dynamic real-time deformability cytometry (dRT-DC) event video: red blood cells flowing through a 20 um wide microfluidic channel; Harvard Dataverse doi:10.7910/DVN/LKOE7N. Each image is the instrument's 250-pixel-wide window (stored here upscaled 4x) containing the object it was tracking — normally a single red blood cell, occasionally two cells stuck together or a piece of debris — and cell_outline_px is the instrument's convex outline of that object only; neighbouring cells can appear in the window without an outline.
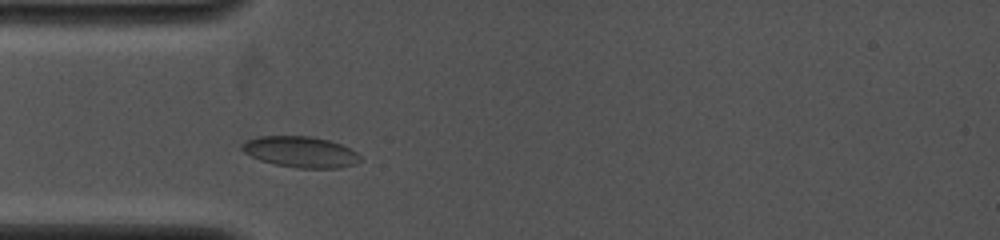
{"species": "common noctule bat (a hibernating species)", "species_latin": "Nyctalus noctula", "temperature_condition": "cold", "stored_images_in_passage": 45, "camera_frame_rate_fps": 4000, "um_per_image_px": 0.085, "animal": {"sex": "female", "body_mass_g": 19.0, "forearm_length_mm": 53.3}, "frame": {"image": 1, "passage_image": 8, "time_ms": 1.75, "image_size_px": [1000, 240], "cell_outline_px": [[360, 160], [356, 164], [340, 168], [296, 168], [276, 164], [260, 160], [244, 152], [240, 148], [240, 144], [244, 140], [260, 136], [312, 136], [328, 140], [340, 144], [356, 152], [360, 156]], "centroid_in_image_um": [25.52, 12.91], "position_along_channel_um": 59.5, "area_um2": 21.39}}
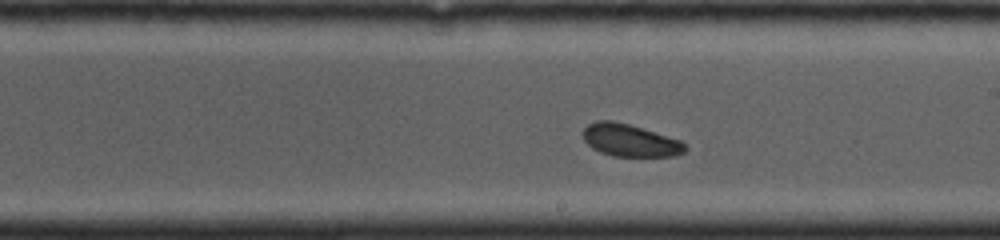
{"frame": {"image": 2, "passage_image": 24, "time_ms": 6.0, "image_size_px": [1000, 240], "cell_outline_px": [[688, 148], [684, 152], [676, 156], [612, 156], [600, 152], [592, 148], [584, 140], [580, 132], [588, 124], [596, 120], [612, 120], [628, 124], [680, 140]], "centroid_in_image_um": [53.5, 11.93], "position_along_channel_um": 235.5, "area_um2": 19.31}}
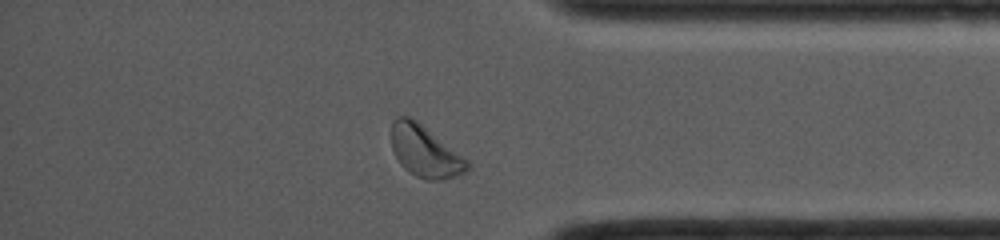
{"frame": {"image": 3, "passage_image": 41, "time_ms": 10.0, "image_size_px": [1000, 240], "cell_outline_px": [[472, 164], [464, 172], [440, 180], [428, 180], [416, 176], [408, 172], [400, 164], [392, 148], [392, 120], [396, 116], [408, 116], [416, 120], [468, 160]], "centroid_in_image_um": [36.1, 12.86], "position_along_channel_um": 399.1, "area_um2": 22.48}}